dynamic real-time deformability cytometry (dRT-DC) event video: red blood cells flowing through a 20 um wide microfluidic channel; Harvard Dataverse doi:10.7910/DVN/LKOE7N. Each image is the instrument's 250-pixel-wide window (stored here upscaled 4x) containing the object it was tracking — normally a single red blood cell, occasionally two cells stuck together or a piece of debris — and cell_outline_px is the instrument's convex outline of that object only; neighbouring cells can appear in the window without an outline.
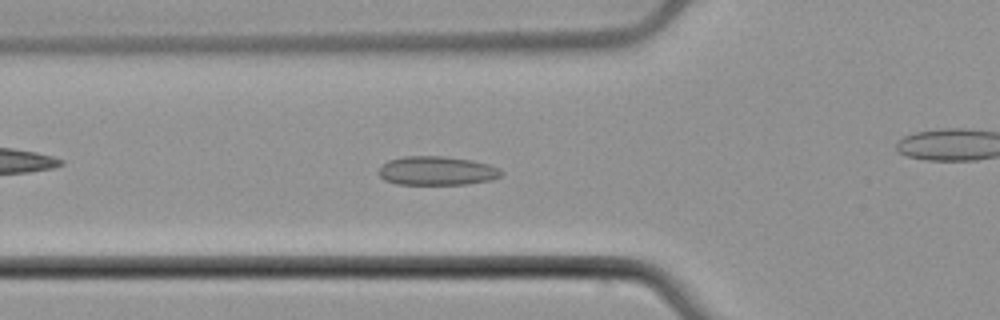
{"species": "common noctule bat (a hibernating species)", "species_latin": "Nyctalus noctula", "temperature_condition": "cold", "stored_images_in_passage": 56, "camera_frame_rate_fps": 3000, "um_per_image_px": 0.085, "animal": {"sex": "male", "body_mass_g": 21.5, "forearm_length_mm": 52.0}, "frame": {"image": 1, "passage_image": 20, "time_ms": 6.333, "image_size_px": [1000, 320], "cell_outline_px": [[504, 172], [500, 176], [492, 180], [468, 184], [396, 184], [384, 180], [380, 176], [380, 168], [388, 160], [404, 156], [444, 156], [472, 160], [488, 164]], "centroid_in_image_um": [37.14, 14.52], "position_along_channel_um": 88.7, "area_um2": 20.58}}
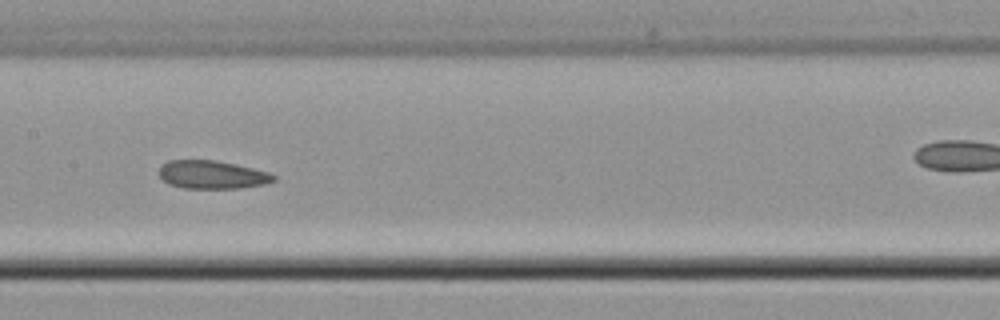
{"frame": {"image": 2, "passage_image": 28, "time_ms": 9.0, "image_size_px": [1000, 320], "cell_outline_px": [[276, 180], [264, 184], [236, 188], [184, 188], [168, 184], [160, 176], [160, 164], [168, 160], [216, 160], [236, 164], [268, 172], [276, 176]], "centroid_in_image_um": [18.01, 14.84], "position_along_channel_um": 189.4, "area_um2": 18.79}}
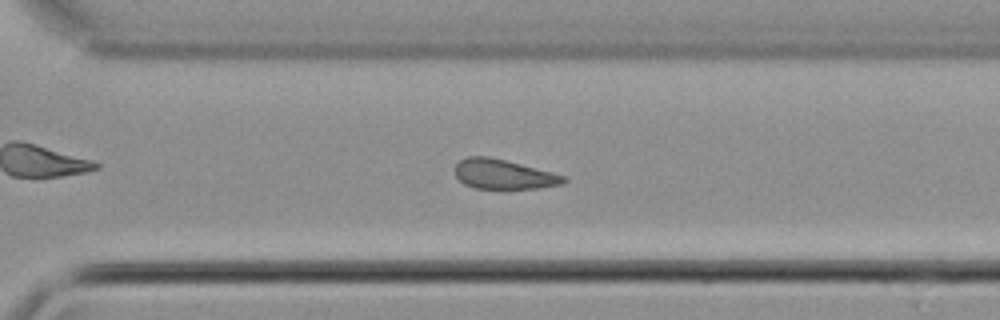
{"frame": {"image": 3, "passage_image": 39, "time_ms": 12.667, "image_size_px": [1000, 320], "cell_outline_px": [[568, 180], [560, 184], [536, 188], [476, 188], [464, 184], [456, 176], [456, 164], [460, 160], [468, 156], [488, 156], [568, 176]], "centroid_in_image_um": [42.81, 14.81], "position_along_channel_um": 327.8, "area_um2": 18.5}}